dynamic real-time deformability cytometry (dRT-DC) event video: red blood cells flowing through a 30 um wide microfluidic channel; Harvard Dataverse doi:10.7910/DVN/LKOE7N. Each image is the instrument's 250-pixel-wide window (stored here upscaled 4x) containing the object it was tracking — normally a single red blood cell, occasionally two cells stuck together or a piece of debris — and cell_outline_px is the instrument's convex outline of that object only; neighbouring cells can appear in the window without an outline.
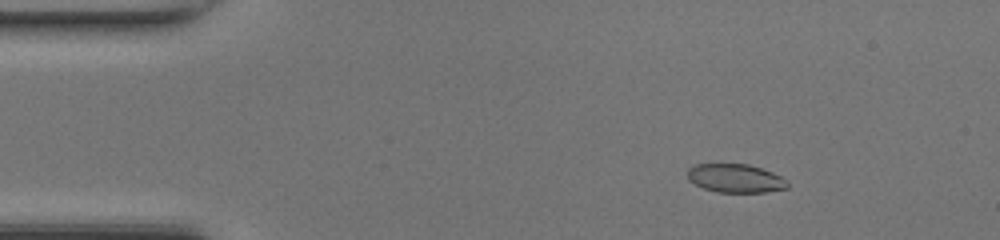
{"species": "common noctule bat (a hibernating species)", "species_latin": "Nyctalus noctula", "temperature_condition": "room temperature", "stored_images_in_passage": 48, "camera_frame_rate_fps": 3000, "um_per_image_px": 0.085, "animal": {"sex": "female", "body_mass_g": 17.0, "forearm_length_mm": 48.0}, "frame": {"image": 1, "passage_image": 7, "time_ms": 2.0, "image_size_px": [1000, 240], "cell_outline_px": [[788, 188], [764, 192], [716, 192], [704, 188], [688, 180], [688, 168], [696, 164], [748, 164], [772, 172], [788, 180]], "centroid_in_image_um": [62.52, 15.15], "position_along_channel_um": 22.5, "area_um2": 16.59}}
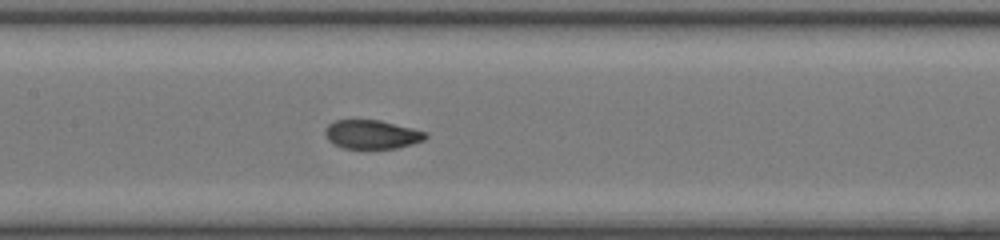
{"frame": {"image": 2, "passage_image": 23, "time_ms": 7.333, "image_size_px": [1000, 240], "cell_outline_px": [[428, 136], [424, 140], [412, 144], [396, 148], [344, 148], [332, 144], [328, 140], [324, 132], [324, 128], [328, 124], [336, 120], [380, 120], [428, 132]], "centroid_in_image_um": [31.6, 11.42], "position_along_channel_um": 175.8, "area_um2": 16.94}}
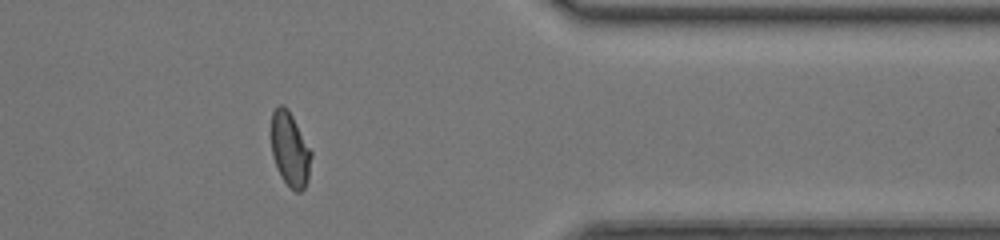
{"frame": {"image": 3, "passage_image": 39, "time_ms": 12.667, "image_size_px": [1000, 240], "cell_outline_px": [[312, 156], [308, 180], [304, 188], [300, 192], [296, 192], [280, 176], [276, 168], [272, 156], [272, 112], [276, 104], [284, 104], [288, 108], [312, 152]], "centroid_in_image_um": [24.65, 12.68], "position_along_channel_um": 386.8, "area_um2": 17.4}, "authors_computed_cell_mechanics": {"area_um2": 17.5423, "velocity_mm_per_s": 4.3359, "shape_relaxation_time_tau1_ms": 3.7098, "shape_relaxation_time_tau2_ms": 0.9781, "deformation_change_tau1": 0.147, "deformation_change_tau2": 0.0512}}